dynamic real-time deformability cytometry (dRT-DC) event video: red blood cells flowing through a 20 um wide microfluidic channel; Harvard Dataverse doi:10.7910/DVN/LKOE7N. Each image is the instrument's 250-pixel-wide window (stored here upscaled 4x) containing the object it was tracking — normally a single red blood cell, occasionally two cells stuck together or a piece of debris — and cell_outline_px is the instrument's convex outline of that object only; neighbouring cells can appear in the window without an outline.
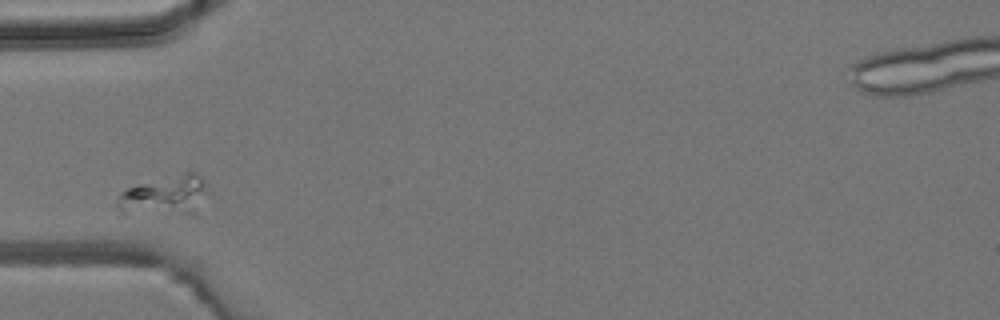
{"species": "common noctule bat (a hibernating species)", "species_latin": "Nyctalus noctula", "temperature_condition": "room temperature", "stored_images_in_passage": 1, "camera_frame_rate_fps": 3000, "um_per_image_px": 0.085, "animal": {"sex": "male", "body_mass_g": 19.2, "forearm_length_mm": 51.8}, "frame": {"image": 1, "passage_image": 1, "time_ms": 0.0, "image_size_px": [1000, 320], "cell_outline_px": [[208, 192], [196, 212], [124, 216], [116, 208], [116, 200], [120, 192], [128, 188], [140, 184], [188, 172], [196, 172], [200, 176]], "centroid_in_image_um": [13.91, 16.67], "position_along_channel_um": 71.1, "area_um2": 20.98}}